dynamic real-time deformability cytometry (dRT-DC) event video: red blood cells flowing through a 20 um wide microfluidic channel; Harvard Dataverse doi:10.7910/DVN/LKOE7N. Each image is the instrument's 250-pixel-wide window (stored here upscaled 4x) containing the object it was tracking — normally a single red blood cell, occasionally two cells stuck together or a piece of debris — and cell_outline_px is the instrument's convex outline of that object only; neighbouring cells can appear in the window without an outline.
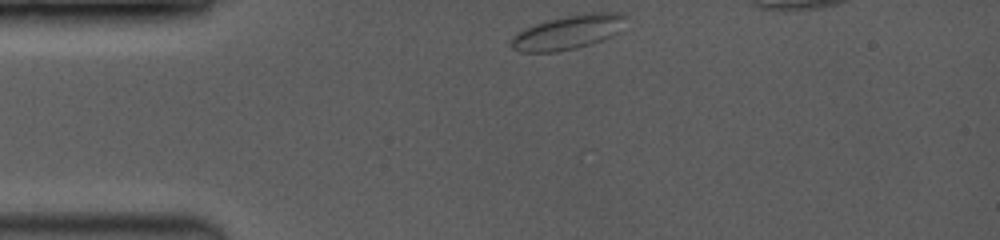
{"species": "common noctule bat (a hibernating species)", "species_latin": "Nyctalus noctula", "temperature_condition": "room temperature", "stored_images_in_passage": 30, "camera_frame_rate_fps": 3500, "um_per_image_px": 0.085, "animal": {"sex": "female", "body_mass_g": 19.0, "forearm_length_mm": 53.3}, "frame": {"image": 1, "passage_image": 1, "time_ms": 0.0, "image_size_px": [1000, 240], "cell_outline_px": [[624, 16], [616, 32], [600, 40], [576, 48], [556, 52], [524, 52], [512, 48], [512, 36], [516, 32], [532, 24], [544, 20], [584, 12], [624, 12]], "centroid_in_image_um": [48.18, 2.72], "position_along_channel_um": 36.8, "area_um2": 22.54}}
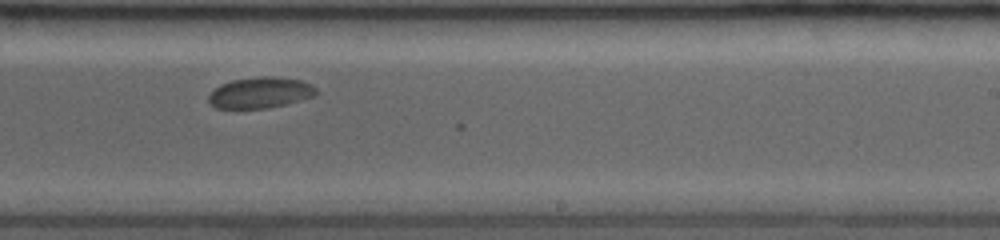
{"frame": {"image": 2, "passage_image": 18, "time_ms": 6.857, "image_size_px": [1000, 240], "cell_outline_px": [[320, 92], [316, 96], [268, 108], [216, 108], [208, 104], [208, 96], [212, 88], [220, 84], [232, 80], [264, 76], [272, 76], [300, 80], [312, 84]], "centroid_in_image_um": [22.11, 7.87], "position_along_channel_um": 266.9, "area_um2": 19.65}}
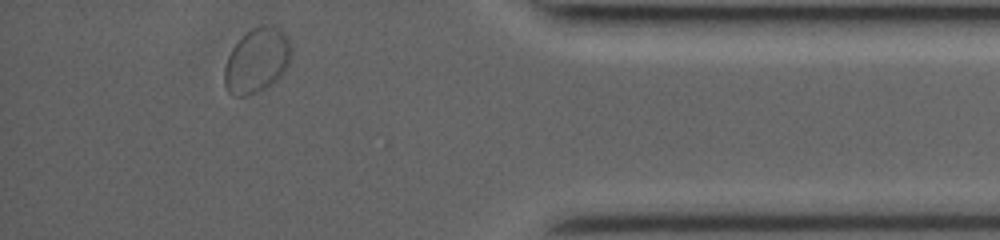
{"frame": {"image": 3, "passage_image": 30, "time_ms": 11.143, "image_size_px": [1000, 240], "cell_outline_px": [[292, 52], [288, 64], [280, 76], [272, 84], [264, 88], [244, 96], [232, 96], [228, 92], [224, 84], [224, 68], [228, 56], [232, 48], [252, 28], [260, 24], [272, 24], [280, 28], [288, 36], [292, 48]], "centroid_in_image_um": [21.85, 5.11], "position_along_channel_um": 413.4, "area_um2": 25.26}, "authors_computed_cell_mechanics": {"area_um2": 20.1722, "velocity_mm_per_s": 3.8783, "shape_relaxation_time_tau1_ms": 2.848, "shape_relaxation_time_tau2_ms": null, "deformation_change_tau1": 0.0609, "deformation_change_tau2": null}}